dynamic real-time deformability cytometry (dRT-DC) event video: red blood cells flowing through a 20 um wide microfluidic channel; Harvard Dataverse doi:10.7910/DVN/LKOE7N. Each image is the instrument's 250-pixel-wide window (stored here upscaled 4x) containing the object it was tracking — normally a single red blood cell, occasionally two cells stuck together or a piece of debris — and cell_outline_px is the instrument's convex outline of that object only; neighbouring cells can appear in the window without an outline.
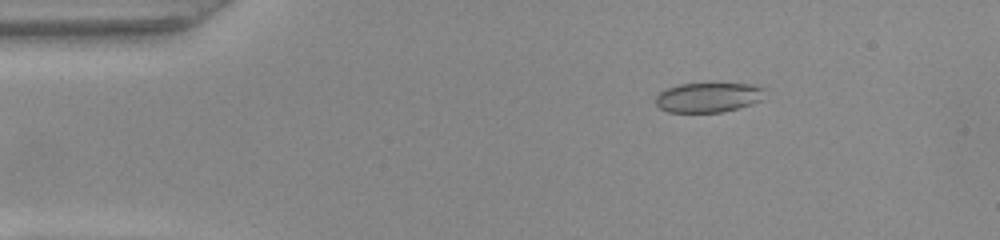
{"species": "common noctule bat (a hibernating species)", "species_latin": "Nyctalus noctula", "temperature_condition": "warm", "stored_images_in_passage": 46, "camera_frame_rate_fps": 3000, "um_per_image_px": 0.085, "animal": {"sex": "female", "body_mass_g": 22.0, "forearm_length_mm": 56.7}, "frame": {"image": 1, "passage_image": 3, "time_ms": 0.667, "image_size_px": [1000, 240], "cell_outline_px": [[764, 88], [760, 100], [752, 104], [724, 112], [668, 112], [660, 108], [656, 104], [656, 96], [660, 92], [668, 88], [680, 84], [752, 84]], "centroid_in_image_um": [60.18, 8.29], "position_along_channel_um": 24.8, "area_um2": 18.67}}
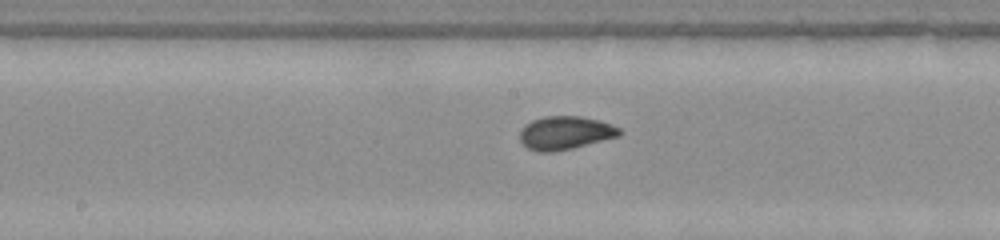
{"frame": {"image": 2, "passage_image": 21, "time_ms": 6.667, "image_size_px": [1000, 240], "cell_outline_px": [[620, 136], [572, 148], [552, 152], [540, 152], [528, 148], [520, 140], [520, 132], [532, 120], [544, 116], [580, 116], [596, 120], [620, 128]], "centroid_in_image_um": [48.04, 11.3], "position_along_channel_um": 200.2, "area_um2": 18.96}}
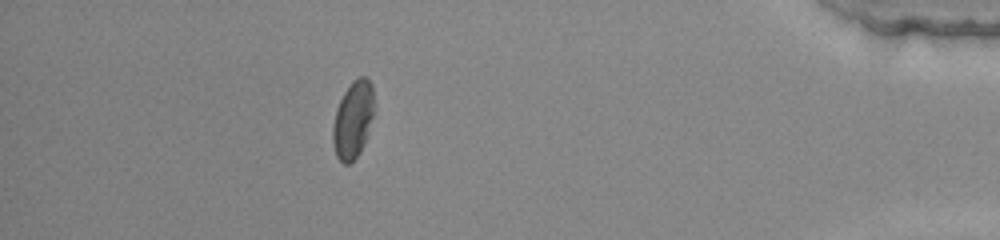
{"frame": {"image": 3, "passage_image": 40, "time_ms": 13.0, "image_size_px": [1000, 240], "cell_outline_px": [[376, 108], [364, 144], [360, 152], [348, 164], [344, 164], [336, 156], [332, 140], [332, 128], [336, 108], [344, 92], [352, 80], [360, 76], [364, 76], [372, 84]], "centroid_in_image_um": [30.02, 10.14], "position_along_channel_um": 405.2, "area_um2": 18.9}, "authors_computed_cell_mechanics": {"area_um2": 18.8428, "velocity_mm_per_s": 4.0369, "shape_relaxation_time_tau1_ms": 9.7255, "shape_relaxation_time_tau2_ms": 0.6282, "deformation_change_tau1": 0.1827, "deformation_change_tau2": 0.043}}